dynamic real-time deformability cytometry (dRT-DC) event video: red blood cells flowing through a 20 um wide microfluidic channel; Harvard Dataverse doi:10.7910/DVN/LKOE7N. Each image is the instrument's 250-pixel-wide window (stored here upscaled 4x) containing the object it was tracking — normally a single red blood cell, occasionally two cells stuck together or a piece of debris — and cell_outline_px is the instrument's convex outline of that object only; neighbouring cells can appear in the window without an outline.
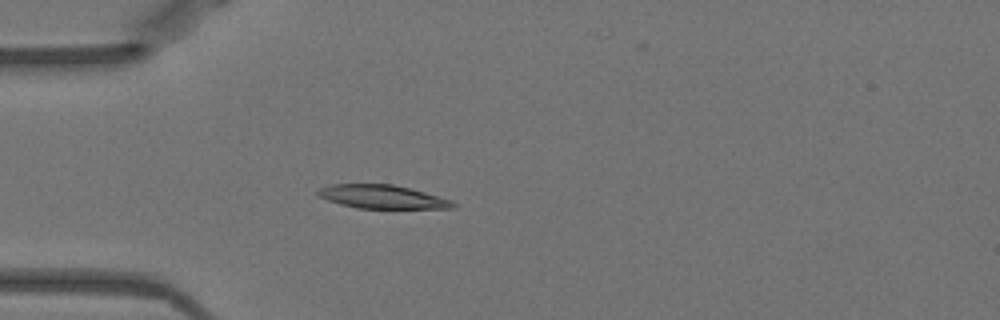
{"species": "Egyptian fruit bat (a non-hibernating species)", "species_latin": "Rousettus aegyptiacus", "temperature_condition": "warm", "stored_images_in_passage": 43, "camera_frame_rate_fps": 3000, "um_per_image_px": 0.085, "animal": {"sex": "female"}, "frame": {"image": 1, "passage_image": 6, "time_ms": 1.667, "image_size_px": [1000, 320], "cell_outline_px": [[456, 208], [356, 208], [340, 204], [316, 196], [316, 192], [320, 188], [332, 184], [392, 184], [424, 192], [452, 200], [456, 204]], "centroid_in_image_um": [32.46, 16.73], "position_along_channel_um": 52.5, "area_um2": 18.44}}
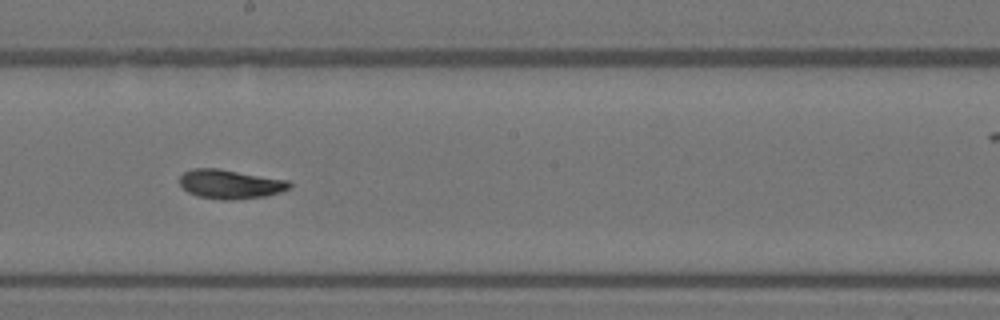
{"frame": {"image": 2, "passage_image": 20, "time_ms": 6.333, "image_size_px": [1000, 320], "cell_outline_px": [[292, 188], [280, 192], [264, 196], [232, 200], [220, 200], [196, 196], [188, 192], [180, 184], [180, 176], [184, 172], [192, 168], [216, 168], [288, 180], [292, 184]], "centroid_in_image_um": [19.57, 15.66], "position_along_channel_um": 228.6, "area_um2": 18.67}}
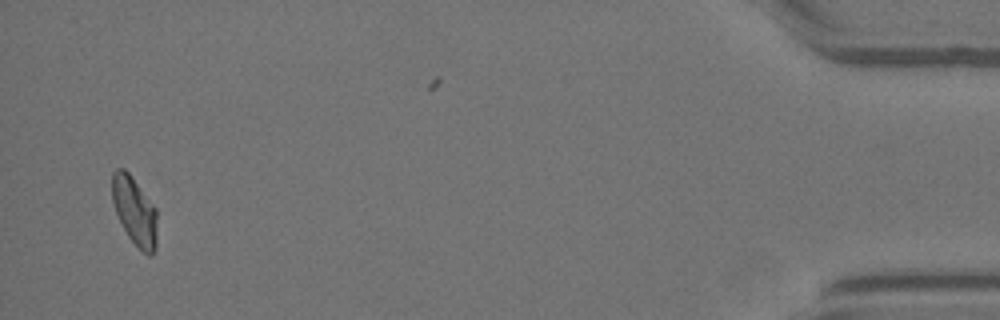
{"frame": {"image": 3, "passage_image": 41, "time_ms": 13.333, "image_size_px": [1000, 320], "cell_outline_px": [[156, 248], [148, 256], [128, 236], [116, 212], [112, 200], [112, 172], [116, 168], [124, 168], [128, 172], [156, 208]], "centroid_in_image_um": [11.43, 17.9], "position_along_channel_um": 423.8, "area_um2": 17.51}, "authors_computed_cell_mechanics": {"area_um2": 18.3804, "velocity_mm_per_s": 3.977, "shape_relaxation_time_tau1_ms": 6.6602, "shape_relaxation_time_tau2_ms": 2.1389, "deformation_change_tau1": 0.2181, "deformation_change_tau2": 0.0591}}